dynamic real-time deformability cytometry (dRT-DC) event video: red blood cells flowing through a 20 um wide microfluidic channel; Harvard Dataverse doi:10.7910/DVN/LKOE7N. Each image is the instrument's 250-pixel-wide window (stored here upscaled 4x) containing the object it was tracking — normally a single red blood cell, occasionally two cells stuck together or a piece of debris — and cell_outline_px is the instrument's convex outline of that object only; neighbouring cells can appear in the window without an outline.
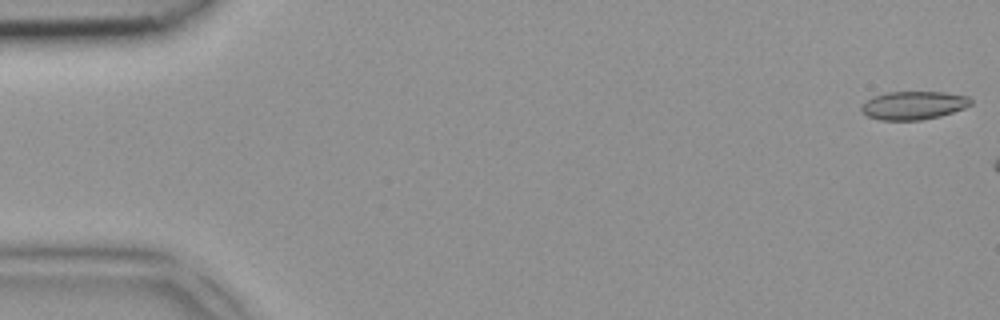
{"species": "common noctule bat (a hibernating species)", "species_latin": "Nyctalus noctula", "temperature_condition": "room temperature", "stored_images_in_passage": 7, "camera_frame_rate_fps": 3000, "um_per_image_px": 0.085, "animal": {"sex": "female", "body_mass_g": 18.4}, "frame": {"image": 1, "passage_image": 1, "time_ms": 0.0, "image_size_px": [1000, 320], "cell_outline_px": [[972, 104], [964, 108], [940, 116], [920, 120], [880, 120], [868, 116], [860, 108], [860, 104], [864, 100], [872, 96], [884, 92], [944, 92], [968, 96], [972, 100]], "centroid_in_image_um": [77.61, 8.94], "position_along_channel_um": 7.4, "area_um2": 18.21}}